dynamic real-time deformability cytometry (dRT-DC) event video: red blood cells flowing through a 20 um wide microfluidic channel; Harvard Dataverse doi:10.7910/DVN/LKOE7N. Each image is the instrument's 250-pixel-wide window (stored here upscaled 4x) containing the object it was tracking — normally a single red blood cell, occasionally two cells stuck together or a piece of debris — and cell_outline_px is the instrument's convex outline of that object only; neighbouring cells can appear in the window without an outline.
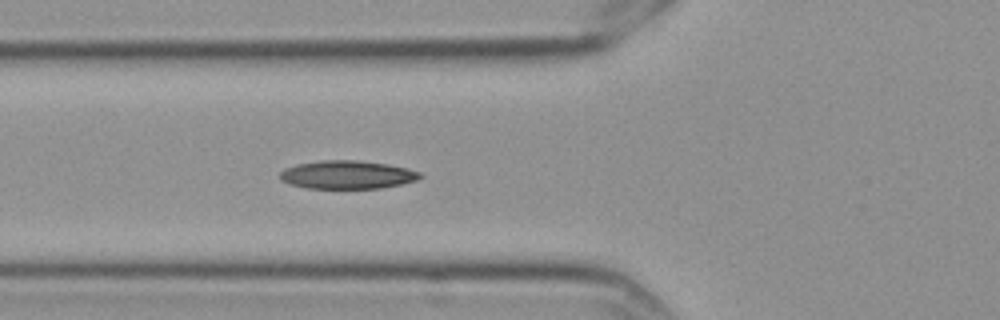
{"species": "Egyptian fruit bat (a non-hibernating species)", "species_latin": "Rousettus aegyptiacus", "temperature_condition": "cold", "stored_images_in_passage": 5, "camera_frame_rate_fps": 3000, "um_per_image_px": 0.085, "frame": {"image": 1, "passage_image": 5, "time_ms": 1.333, "image_size_px": [1000, 320], "cell_outline_px": [[424, 176], [416, 180], [400, 184], [380, 188], [308, 188], [292, 184], [280, 180], [280, 172], [284, 168], [296, 164], [320, 160], [356, 160], [388, 164], [408, 168], [420, 172]], "centroid_in_image_um": [29.52, 14.84], "position_along_channel_um": 96.3, "area_um2": 23.06}}